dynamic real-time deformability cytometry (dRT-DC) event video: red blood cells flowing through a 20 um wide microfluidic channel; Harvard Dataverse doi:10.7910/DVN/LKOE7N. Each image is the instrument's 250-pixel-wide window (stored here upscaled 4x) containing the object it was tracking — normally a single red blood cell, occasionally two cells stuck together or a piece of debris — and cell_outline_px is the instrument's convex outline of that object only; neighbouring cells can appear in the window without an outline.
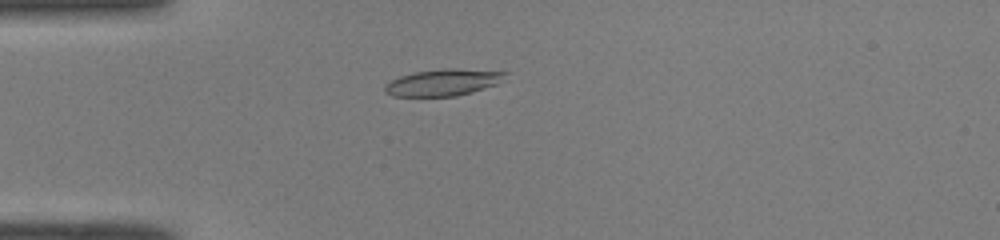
{"species": "common noctule bat (a hibernating species)", "species_latin": "Nyctalus noctula", "temperature_condition": "room temperature", "stored_images_in_passage": 40, "camera_frame_rate_fps": 3000, "um_per_image_px": 0.085, "animal": {"sex": "male", "body_mass_g": 19.0, "forearm_length_mm": 50.8}, "frame": {"image": 1, "passage_image": 4, "time_ms": 1.0, "image_size_px": [1000, 240], "cell_outline_px": [[508, 72], [496, 84], [484, 88], [456, 96], [392, 96], [384, 92], [384, 88], [392, 80], [400, 76], [416, 72], [448, 68], [456, 68]], "centroid_in_image_um": [37.64, 7.01], "position_along_channel_um": 47.4, "area_um2": 18.32}}
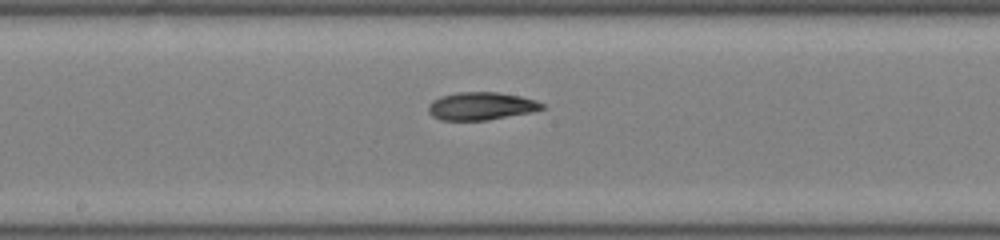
{"frame": {"image": 2, "passage_image": 17, "time_ms": 5.333, "image_size_px": [1000, 240], "cell_outline_px": [[544, 108], [532, 112], [488, 120], [440, 120], [432, 116], [428, 112], [428, 104], [432, 100], [440, 96], [456, 92], [500, 92], [520, 96], [536, 100], [544, 104]], "centroid_in_image_um": [40.87, 9.01], "position_along_channel_um": 207.3, "area_um2": 18.61}}
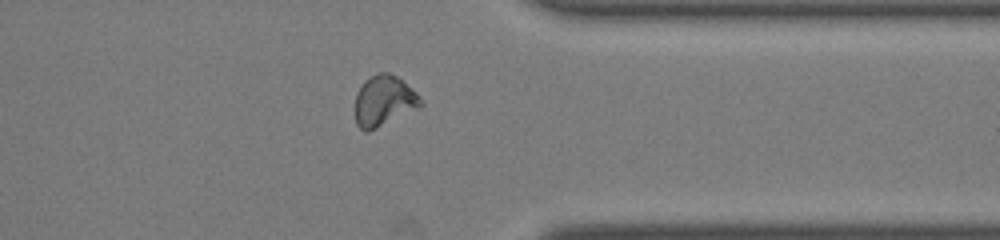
{"frame": {"image": 3, "passage_image": 30, "time_ms": 9.667, "image_size_px": [1000, 240], "cell_outline_px": [[424, 104], [368, 132], [364, 132], [356, 124], [356, 92], [364, 80], [376, 72], [388, 72], [396, 76], [416, 92]], "centroid_in_image_um": [32.59, 8.55], "position_along_channel_um": 378.8, "area_um2": 19.07}, "authors_computed_cell_mechanics": {"area_um2": 18.7272, "velocity_mm_per_s": 4.0902, "shape_relaxation_time_tau1_ms": 5.2198, "shape_relaxation_time_tau2_ms": 7.3676, "deformation_change_tau1": 0.1721, "deformation_change_tau2": 0.1218}}